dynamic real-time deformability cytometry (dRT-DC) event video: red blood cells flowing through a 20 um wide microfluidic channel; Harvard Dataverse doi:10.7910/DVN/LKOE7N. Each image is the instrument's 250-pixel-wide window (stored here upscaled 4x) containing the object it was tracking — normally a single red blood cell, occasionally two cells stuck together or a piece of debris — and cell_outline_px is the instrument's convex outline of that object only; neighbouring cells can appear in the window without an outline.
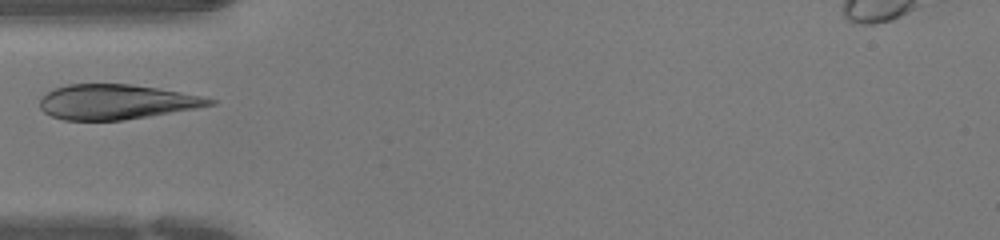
{"species": "human", "species_latin": "Homo sapiens", "temperature_condition": "warm", "stored_images_in_passage": 26, "camera_frame_rate_fps": 3000, "um_per_image_px": 0.085, "donor": {"sex": "female"}, "frame": {"image": 1, "passage_image": 1, "time_ms": 0.0, "image_size_px": [1000, 240], "cell_outline_px": [[216, 104], [196, 108], [124, 120], [64, 120], [52, 116], [44, 112], [40, 108], [40, 100], [48, 92], [56, 88], [68, 84], [128, 84], [156, 88], [200, 96], [216, 100]], "centroid_in_image_um": [9.86, 8.66], "position_along_channel_um": 75.1, "area_um2": 34.04}}
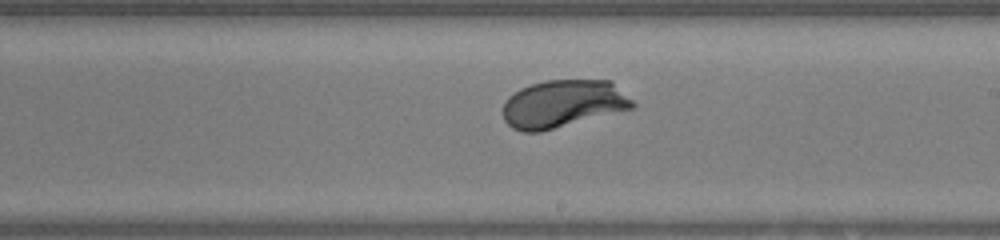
{"frame": {"image": 2, "passage_image": 12, "time_ms": 3.667, "image_size_px": [1000, 240], "cell_outline_px": [[636, 108], [540, 132], [520, 132], [512, 128], [504, 120], [504, 100], [508, 96], [520, 88], [544, 80], [612, 80], [636, 104]], "centroid_in_image_um": [47.87, 8.82], "position_along_channel_um": 241.1, "area_um2": 36.36}}
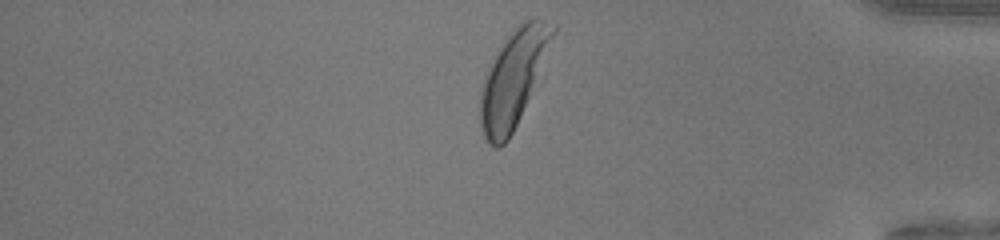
{"frame": {"image": 3, "passage_image": 24, "time_ms": 7.667, "image_size_px": [1000, 240], "cell_outline_px": [[556, 32], [516, 124], [508, 140], [500, 148], [496, 148], [488, 144], [484, 136], [480, 124], [480, 88], [484, 76], [504, 40], [516, 24], [524, 20], [544, 20], [556, 24]], "centroid_in_image_um": [43.58, 6.66], "position_along_channel_um": 391.6, "area_um2": 39.42}}